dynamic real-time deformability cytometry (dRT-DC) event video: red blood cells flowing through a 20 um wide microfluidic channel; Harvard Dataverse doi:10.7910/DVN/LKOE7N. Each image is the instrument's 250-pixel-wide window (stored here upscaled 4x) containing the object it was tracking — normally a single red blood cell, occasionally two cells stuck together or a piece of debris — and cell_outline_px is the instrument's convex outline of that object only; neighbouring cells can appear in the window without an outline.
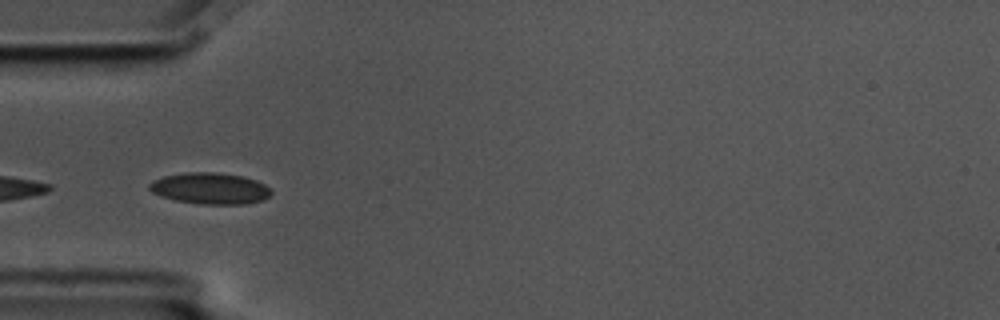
{"species": "common noctule bat (a hibernating species)", "species_latin": "Nyctalus noctula", "temperature_condition": "cold", "stored_images_in_passage": 6, "camera_frame_rate_fps": 3000, "um_per_image_px": 0.085, "animal": {"sex": "male", "body_mass_g": 17.5, "forearm_length_mm": 52.3}, "frame": {"image": 1, "passage_image": 1, "time_ms": 0.0, "image_size_px": [1000, 320], "cell_outline_px": [[272, 192], [264, 200], [244, 204], [200, 204], [176, 200], [160, 196], [152, 192], [148, 188], [148, 184], [152, 180], [164, 176], [184, 172], [216, 172], [240, 176], [256, 180], [264, 184]], "centroid_in_image_um": [17.82, 16.01], "position_along_channel_um": 67.2, "area_um2": 22.25}}